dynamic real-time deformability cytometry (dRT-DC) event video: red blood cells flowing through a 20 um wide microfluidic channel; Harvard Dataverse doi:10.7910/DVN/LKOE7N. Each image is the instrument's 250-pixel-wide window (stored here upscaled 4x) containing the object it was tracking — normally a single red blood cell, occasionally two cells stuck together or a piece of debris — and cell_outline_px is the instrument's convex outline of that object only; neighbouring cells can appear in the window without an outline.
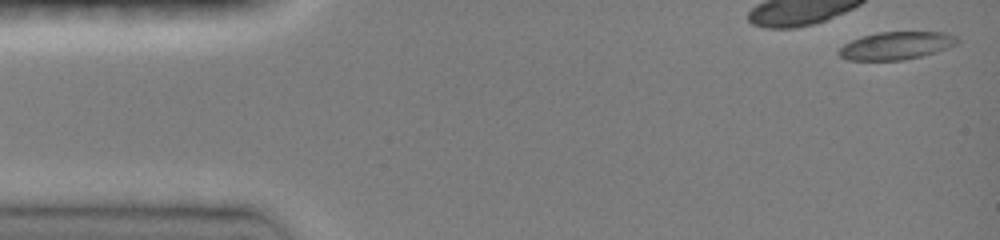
{"species": "common noctule bat (a hibernating species)", "species_latin": "Nyctalus noctula", "temperature_condition": "room temperature", "stored_images_in_passage": 42, "camera_frame_rate_fps": 3000, "um_per_image_px": 0.085, "animal": {"sex": "female", "body_mass_g": 19.0, "forearm_length_mm": 51.5}, "frame": {"image": 1, "passage_image": 1, "time_ms": 0.0, "image_size_px": [1000, 240], "cell_outline_px": [[960, 40], [956, 44], [948, 48], [936, 52], [904, 60], [848, 60], [840, 56], [836, 52], [844, 44], [852, 40], [876, 32], [944, 32], [956, 36]], "centroid_in_image_um": [76.19, 3.88], "position_along_channel_um": 8.8, "area_um2": 19.13}}
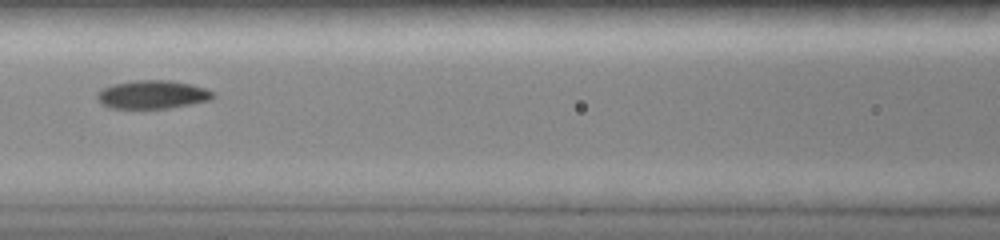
{"frame": {"image": 2, "passage_image": 19, "time_ms": 6.333, "image_size_px": [1000, 240], "cell_outline_px": [[216, 96], [212, 100], [192, 104], [168, 108], [112, 108], [104, 104], [96, 96], [104, 88], [112, 84], [136, 80], [168, 80], [192, 84], [204, 88], [212, 92]], "centroid_in_image_um": [13.02, 8.03], "position_along_channel_um": 153.6, "area_um2": 18.96}}
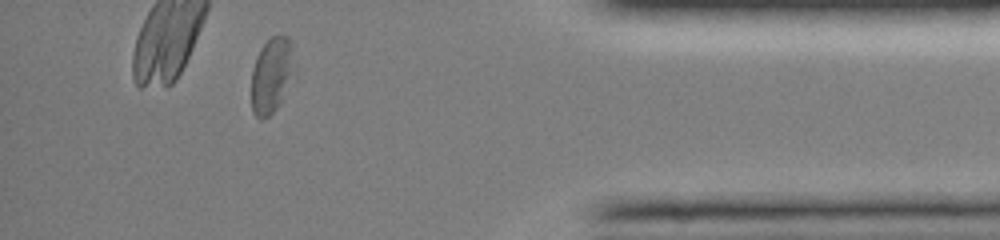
{"frame": {"image": 3, "passage_image": 38, "time_ms": 13.333, "image_size_px": [1000, 240], "cell_outline_px": [[292, 44], [288, 72], [280, 100], [276, 108], [264, 120], [260, 120], [252, 112], [252, 68], [260, 48], [272, 36], [288, 36], [292, 40]], "centroid_in_image_um": [22.97, 6.39], "position_along_channel_um": 412.2, "area_um2": 17.46}, "authors_computed_cell_mechanics": {"area_um2": 19.0162, "velocity_mm_per_s": 4.0525, "shape_relaxation_time_tau1_ms": 7.6612, "shape_relaxation_time_tau2_ms": 4.6739, "deformation_change_tau1": 0.1777, "deformation_change_tau2": 0.0794}}